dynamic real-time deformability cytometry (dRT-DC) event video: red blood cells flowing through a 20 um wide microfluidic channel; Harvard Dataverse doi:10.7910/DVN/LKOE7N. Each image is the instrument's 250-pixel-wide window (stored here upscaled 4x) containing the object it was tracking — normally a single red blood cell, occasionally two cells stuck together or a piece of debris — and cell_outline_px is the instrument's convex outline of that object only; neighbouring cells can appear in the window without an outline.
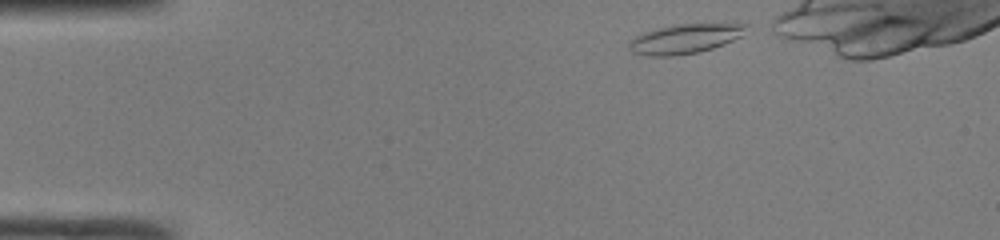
{"species": "common noctule bat (a hibernating species)", "species_latin": "Nyctalus noctula", "temperature_condition": "room temperature", "stored_images_in_passage": 35, "camera_frame_rate_fps": 3000, "um_per_image_px": 0.085, "animal": {"sex": "male", "body_mass_g": 19.0, "forearm_length_mm": 50.8}, "frame": {"image": 1, "passage_image": 1, "time_ms": 0.0, "image_size_px": [1000, 240], "cell_outline_px": [[748, 24], [740, 36], [724, 44], [700, 52], [672, 56], [648, 56], [632, 52], [628, 48], [628, 40], [640, 32], [672, 24], [732, 20]], "centroid_in_image_um": [58.25, 3.23], "position_along_channel_um": 26.8, "area_um2": 21.33}}
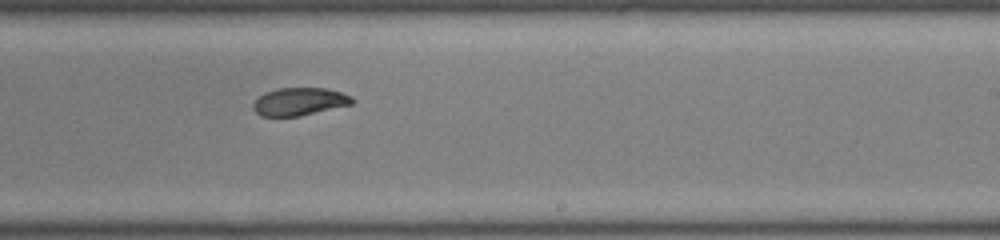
{"frame": {"image": 2, "passage_image": 23, "time_ms": 7.333, "image_size_px": [1000, 240], "cell_outline_px": [[356, 100], [352, 104], [300, 116], [260, 116], [252, 108], [252, 104], [264, 92], [280, 88], [324, 88], [340, 92], [352, 96]], "centroid_in_image_um": [25.45, 8.64], "position_along_channel_um": 263.5, "area_um2": 16.01}}
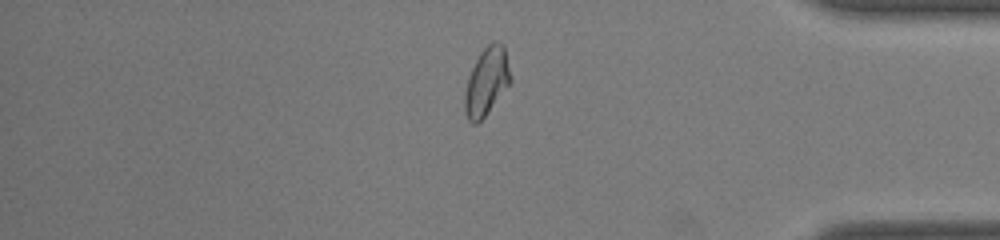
{"frame": {"image": 3, "passage_image": 34, "time_ms": 11.0, "image_size_px": [1000, 240], "cell_outline_px": [[512, 80], [484, 116], [476, 124], [472, 124], [468, 120], [464, 112], [464, 92], [468, 76], [480, 52], [492, 40], [496, 40], [504, 44], [512, 76]], "centroid_in_image_um": [41.36, 6.89], "position_along_channel_um": 393.8, "area_um2": 18.21}}